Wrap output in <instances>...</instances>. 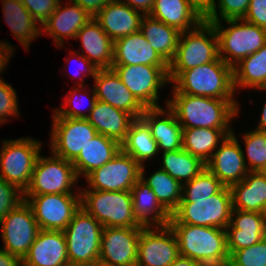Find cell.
Wrapping results in <instances>:
<instances>
[{"instance_id": "cell-1", "label": "cell", "mask_w": 266, "mask_h": 266, "mask_svg": "<svg viewBox=\"0 0 266 266\" xmlns=\"http://www.w3.org/2000/svg\"><path fill=\"white\" fill-rule=\"evenodd\" d=\"M172 91L173 96L166 105L174 112L183 129H232L231 121L240 110L236 100L192 96L179 93L175 88Z\"/></svg>"}, {"instance_id": "cell-2", "label": "cell", "mask_w": 266, "mask_h": 266, "mask_svg": "<svg viewBox=\"0 0 266 266\" xmlns=\"http://www.w3.org/2000/svg\"><path fill=\"white\" fill-rule=\"evenodd\" d=\"M177 240L179 255L203 266H228L226 229L188 224H169Z\"/></svg>"}, {"instance_id": "cell-3", "label": "cell", "mask_w": 266, "mask_h": 266, "mask_svg": "<svg viewBox=\"0 0 266 266\" xmlns=\"http://www.w3.org/2000/svg\"><path fill=\"white\" fill-rule=\"evenodd\" d=\"M172 85L179 93L222 100L234 98L233 68L220 58L213 62L184 70Z\"/></svg>"}, {"instance_id": "cell-4", "label": "cell", "mask_w": 266, "mask_h": 266, "mask_svg": "<svg viewBox=\"0 0 266 266\" xmlns=\"http://www.w3.org/2000/svg\"><path fill=\"white\" fill-rule=\"evenodd\" d=\"M218 58V37L215 28L203 20L196 28L181 32L176 55L169 63V81L173 82L184 70L213 62Z\"/></svg>"}, {"instance_id": "cell-5", "label": "cell", "mask_w": 266, "mask_h": 266, "mask_svg": "<svg viewBox=\"0 0 266 266\" xmlns=\"http://www.w3.org/2000/svg\"><path fill=\"white\" fill-rule=\"evenodd\" d=\"M81 207L103 227L143 228L134 215L129 191L81 189Z\"/></svg>"}, {"instance_id": "cell-6", "label": "cell", "mask_w": 266, "mask_h": 266, "mask_svg": "<svg viewBox=\"0 0 266 266\" xmlns=\"http://www.w3.org/2000/svg\"><path fill=\"white\" fill-rule=\"evenodd\" d=\"M224 21L230 27L223 28L221 21L209 23L218 37L219 58L232 68L266 44V29L243 19Z\"/></svg>"}, {"instance_id": "cell-7", "label": "cell", "mask_w": 266, "mask_h": 266, "mask_svg": "<svg viewBox=\"0 0 266 266\" xmlns=\"http://www.w3.org/2000/svg\"><path fill=\"white\" fill-rule=\"evenodd\" d=\"M103 226L80 207L63 230L70 266H92L99 261Z\"/></svg>"}, {"instance_id": "cell-8", "label": "cell", "mask_w": 266, "mask_h": 266, "mask_svg": "<svg viewBox=\"0 0 266 266\" xmlns=\"http://www.w3.org/2000/svg\"><path fill=\"white\" fill-rule=\"evenodd\" d=\"M232 212L230 187L224 186L207 199L180 200L169 224H188L226 229Z\"/></svg>"}, {"instance_id": "cell-9", "label": "cell", "mask_w": 266, "mask_h": 266, "mask_svg": "<svg viewBox=\"0 0 266 266\" xmlns=\"http://www.w3.org/2000/svg\"><path fill=\"white\" fill-rule=\"evenodd\" d=\"M41 144L29 137L3 140L0 152V178L24 193L30 184Z\"/></svg>"}, {"instance_id": "cell-10", "label": "cell", "mask_w": 266, "mask_h": 266, "mask_svg": "<svg viewBox=\"0 0 266 266\" xmlns=\"http://www.w3.org/2000/svg\"><path fill=\"white\" fill-rule=\"evenodd\" d=\"M79 178L72 162L55 156H38L29 186L23 195L73 194ZM71 190V191H70Z\"/></svg>"}, {"instance_id": "cell-11", "label": "cell", "mask_w": 266, "mask_h": 266, "mask_svg": "<svg viewBox=\"0 0 266 266\" xmlns=\"http://www.w3.org/2000/svg\"><path fill=\"white\" fill-rule=\"evenodd\" d=\"M122 83L145 108L160 107L158 93L166 83L169 66L153 65H112Z\"/></svg>"}, {"instance_id": "cell-12", "label": "cell", "mask_w": 266, "mask_h": 266, "mask_svg": "<svg viewBox=\"0 0 266 266\" xmlns=\"http://www.w3.org/2000/svg\"><path fill=\"white\" fill-rule=\"evenodd\" d=\"M40 229L63 231L81 207V192L75 194L23 195Z\"/></svg>"}, {"instance_id": "cell-13", "label": "cell", "mask_w": 266, "mask_h": 266, "mask_svg": "<svg viewBox=\"0 0 266 266\" xmlns=\"http://www.w3.org/2000/svg\"><path fill=\"white\" fill-rule=\"evenodd\" d=\"M52 119L51 152L70 162L98 134L87 119L60 117L55 111Z\"/></svg>"}, {"instance_id": "cell-14", "label": "cell", "mask_w": 266, "mask_h": 266, "mask_svg": "<svg viewBox=\"0 0 266 266\" xmlns=\"http://www.w3.org/2000/svg\"><path fill=\"white\" fill-rule=\"evenodd\" d=\"M0 225L2 249L22 260L40 231L32 208L23 200L0 221Z\"/></svg>"}, {"instance_id": "cell-15", "label": "cell", "mask_w": 266, "mask_h": 266, "mask_svg": "<svg viewBox=\"0 0 266 266\" xmlns=\"http://www.w3.org/2000/svg\"><path fill=\"white\" fill-rule=\"evenodd\" d=\"M88 190L129 191L141 178V165L120 150L110 161L89 173Z\"/></svg>"}, {"instance_id": "cell-16", "label": "cell", "mask_w": 266, "mask_h": 266, "mask_svg": "<svg viewBox=\"0 0 266 266\" xmlns=\"http://www.w3.org/2000/svg\"><path fill=\"white\" fill-rule=\"evenodd\" d=\"M178 256V240L169 224L142 228L136 266H169Z\"/></svg>"}, {"instance_id": "cell-17", "label": "cell", "mask_w": 266, "mask_h": 266, "mask_svg": "<svg viewBox=\"0 0 266 266\" xmlns=\"http://www.w3.org/2000/svg\"><path fill=\"white\" fill-rule=\"evenodd\" d=\"M142 228L104 227L99 261L108 266H136Z\"/></svg>"}, {"instance_id": "cell-18", "label": "cell", "mask_w": 266, "mask_h": 266, "mask_svg": "<svg viewBox=\"0 0 266 266\" xmlns=\"http://www.w3.org/2000/svg\"><path fill=\"white\" fill-rule=\"evenodd\" d=\"M205 163L206 168L226 187L243 180L249 172L244 152L232 133L227 135Z\"/></svg>"}, {"instance_id": "cell-19", "label": "cell", "mask_w": 266, "mask_h": 266, "mask_svg": "<svg viewBox=\"0 0 266 266\" xmlns=\"http://www.w3.org/2000/svg\"><path fill=\"white\" fill-rule=\"evenodd\" d=\"M97 100L108 103L138 119L146 109L122 83L112 68L99 69L93 78Z\"/></svg>"}, {"instance_id": "cell-20", "label": "cell", "mask_w": 266, "mask_h": 266, "mask_svg": "<svg viewBox=\"0 0 266 266\" xmlns=\"http://www.w3.org/2000/svg\"><path fill=\"white\" fill-rule=\"evenodd\" d=\"M226 235L230 255L235 250L258 243L266 237V213L232 209Z\"/></svg>"}, {"instance_id": "cell-21", "label": "cell", "mask_w": 266, "mask_h": 266, "mask_svg": "<svg viewBox=\"0 0 266 266\" xmlns=\"http://www.w3.org/2000/svg\"><path fill=\"white\" fill-rule=\"evenodd\" d=\"M21 262L23 266H70L64 232L40 229Z\"/></svg>"}, {"instance_id": "cell-22", "label": "cell", "mask_w": 266, "mask_h": 266, "mask_svg": "<svg viewBox=\"0 0 266 266\" xmlns=\"http://www.w3.org/2000/svg\"><path fill=\"white\" fill-rule=\"evenodd\" d=\"M144 14L118 0L109 2L94 19L113 40L140 31Z\"/></svg>"}, {"instance_id": "cell-23", "label": "cell", "mask_w": 266, "mask_h": 266, "mask_svg": "<svg viewBox=\"0 0 266 266\" xmlns=\"http://www.w3.org/2000/svg\"><path fill=\"white\" fill-rule=\"evenodd\" d=\"M68 1L70 3L68 2L66 6L59 3L54 12L40 27L43 32L52 36L57 47L64 45L65 38L76 39L77 33L91 19V16L79 5L71 0Z\"/></svg>"}, {"instance_id": "cell-24", "label": "cell", "mask_w": 266, "mask_h": 266, "mask_svg": "<svg viewBox=\"0 0 266 266\" xmlns=\"http://www.w3.org/2000/svg\"><path fill=\"white\" fill-rule=\"evenodd\" d=\"M163 107L146 108L141 119L148 125L151 135L157 142L159 152L174 151L182 148L183 128L177 121L174 112L166 105ZM163 115L165 118L161 119ZM159 118V119H158Z\"/></svg>"}, {"instance_id": "cell-25", "label": "cell", "mask_w": 266, "mask_h": 266, "mask_svg": "<svg viewBox=\"0 0 266 266\" xmlns=\"http://www.w3.org/2000/svg\"><path fill=\"white\" fill-rule=\"evenodd\" d=\"M169 64L152 48L143 34L138 31L114 41L112 65Z\"/></svg>"}, {"instance_id": "cell-26", "label": "cell", "mask_w": 266, "mask_h": 266, "mask_svg": "<svg viewBox=\"0 0 266 266\" xmlns=\"http://www.w3.org/2000/svg\"><path fill=\"white\" fill-rule=\"evenodd\" d=\"M81 40L83 55L98 69L112 67L114 41L106 34L99 23L91 18L77 33L76 39Z\"/></svg>"}, {"instance_id": "cell-27", "label": "cell", "mask_w": 266, "mask_h": 266, "mask_svg": "<svg viewBox=\"0 0 266 266\" xmlns=\"http://www.w3.org/2000/svg\"><path fill=\"white\" fill-rule=\"evenodd\" d=\"M148 15L180 32L194 29L204 20L187 0H154Z\"/></svg>"}, {"instance_id": "cell-28", "label": "cell", "mask_w": 266, "mask_h": 266, "mask_svg": "<svg viewBox=\"0 0 266 266\" xmlns=\"http://www.w3.org/2000/svg\"><path fill=\"white\" fill-rule=\"evenodd\" d=\"M87 120L98 134L107 136L121 144L135 118L123 110L97 100Z\"/></svg>"}, {"instance_id": "cell-29", "label": "cell", "mask_w": 266, "mask_h": 266, "mask_svg": "<svg viewBox=\"0 0 266 266\" xmlns=\"http://www.w3.org/2000/svg\"><path fill=\"white\" fill-rule=\"evenodd\" d=\"M230 190L232 209L266 213V176L262 172H248Z\"/></svg>"}, {"instance_id": "cell-30", "label": "cell", "mask_w": 266, "mask_h": 266, "mask_svg": "<svg viewBox=\"0 0 266 266\" xmlns=\"http://www.w3.org/2000/svg\"><path fill=\"white\" fill-rule=\"evenodd\" d=\"M137 221L144 227L168 225L171 214L160 204L152 189L140 178L131 188Z\"/></svg>"}, {"instance_id": "cell-31", "label": "cell", "mask_w": 266, "mask_h": 266, "mask_svg": "<svg viewBox=\"0 0 266 266\" xmlns=\"http://www.w3.org/2000/svg\"><path fill=\"white\" fill-rule=\"evenodd\" d=\"M121 150L120 144L107 136L97 134L81 150L72 162L78 178L86 177L95 169L102 167Z\"/></svg>"}, {"instance_id": "cell-32", "label": "cell", "mask_w": 266, "mask_h": 266, "mask_svg": "<svg viewBox=\"0 0 266 266\" xmlns=\"http://www.w3.org/2000/svg\"><path fill=\"white\" fill-rule=\"evenodd\" d=\"M140 32L152 48L169 64L175 57L181 32L164 22L144 15Z\"/></svg>"}, {"instance_id": "cell-33", "label": "cell", "mask_w": 266, "mask_h": 266, "mask_svg": "<svg viewBox=\"0 0 266 266\" xmlns=\"http://www.w3.org/2000/svg\"><path fill=\"white\" fill-rule=\"evenodd\" d=\"M2 3L5 22L14 37L28 50L31 41L42 33L41 29L37 27L39 23L21 0H2Z\"/></svg>"}, {"instance_id": "cell-34", "label": "cell", "mask_w": 266, "mask_h": 266, "mask_svg": "<svg viewBox=\"0 0 266 266\" xmlns=\"http://www.w3.org/2000/svg\"><path fill=\"white\" fill-rule=\"evenodd\" d=\"M231 133L232 129H183L182 149L206 163L211 158L214 151L219 147L218 144Z\"/></svg>"}, {"instance_id": "cell-35", "label": "cell", "mask_w": 266, "mask_h": 266, "mask_svg": "<svg viewBox=\"0 0 266 266\" xmlns=\"http://www.w3.org/2000/svg\"><path fill=\"white\" fill-rule=\"evenodd\" d=\"M233 86L266 89V44L233 67Z\"/></svg>"}, {"instance_id": "cell-36", "label": "cell", "mask_w": 266, "mask_h": 266, "mask_svg": "<svg viewBox=\"0 0 266 266\" xmlns=\"http://www.w3.org/2000/svg\"><path fill=\"white\" fill-rule=\"evenodd\" d=\"M120 146L123 152L131 156L141 166H144L147 159L154 157L159 152L150 128L141 118L135 119L131 123Z\"/></svg>"}, {"instance_id": "cell-37", "label": "cell", "mask_w": 266, "mask_h": 266, "mask_svg": "<svg viewBox=\"0 0 266 266\" xmlns=\"http://www.w3.org/2000/svg\"><path fill=\"white\" fill-rule=\"evenodd\" d=\"M145 166H141L142 180L153 190L160 204L172 214L182 198V185L163 169H158L145 179Z\"/></svg>"}, {"instance_id": "cell-38", "label": "cell", "mask_w": 266, "mask_h": 266, "mask_svg": "<svg viewBox=\"0 0 266 266\" xmlns=\"http://www.w3.org/2000/svg\"><path fill=\"white\" fill-rule=\"evenodd\" d=\"M161 169L172 178L182 182H189L206 168V164L198 157L181 149L162 152Z\"/></svg>"}, {"instance_id": "cell-39", "label": "cell", "mask_w": 266, "mask_h": 266, "mask_svg": "<svg viewBox=\"0 0 266 266\" xmlns=\"http://www.w3.org/2000/svg\"><path fill=\"white\" fill-rule=\"evenodd\" d=\"M224 185L207 168L182 185L181 200L207 199L218 193Z\"/></svg>"}, {"instance_id": "cell-40", "label": "cell", "mask_w": 266, "mask_h": 266, "mask_svg": "<svg viewBox=\"0 0 266 266\" xmlns=\"http://www.w3.org/2000/svg\"><path fill=\"white\" fill-rule=\"evenodd\" d=\"M249 172H261L266 166V132L253 130L243 135Z\"/></svg>"}, {"instance_id": "cell-41", "label": "cell", "mask_w": 266, "mask_h": 266, "mask_svg": "<svg viewBox=\"0 0 266 266\" xmlns=\"http://www.w3.org/2000/svg\"><path fill=\"white\" fill-rule=\"evenodd\" d=\"M217 2L218 5L216 4ZM249 3L250 0L214 1L210 11L204 16V20L207 22H218L222 20L243 19L248 10ZM218 8L219 12H217Z\"/></svg>"}, {"instance_id": "cell-42", "label": "cell", "mask_w": 266, "mask_h": 266, "mask_svg": "<svg viewBox=\"0 0 266 266\" xmlns=\"http://www.w3.org/2000/svg\"><path fill=\"white\" fill-rule=\"evenodd\" d=\"M228 266H266V237L254 245L235 250Z\"/></svg>"}, {"instance_id": "cell-43", "label": "cell", "mask_w": 266, "mask_h": 266, "mask_svg": "<svg viewBox=\"0 0 266 266\" xmlns=\"http://www.w3.org/2000/svg\"><path fill=\"white\" fill-rule=\"evenodd\" d=\"M83 82H84V78L82 77L81 82H79L80 85L77 88L75 87L74 89L69 91V94H67V96H66L67 98L65 100L66 104L64 102V105H68V106H66V108H65V106L64 107L62 106V108L54 110L60 117L82 118V119H87L89 117L91 110L94 108V106H95V104L97 102V97H96V94H95V90L93 88L92 89V92H93L92 94L93 95H92V97L90 95V100H89L90 104L88 103L89 107L86 108V109H89V110L85 109L86 111H88V113L85 114L84 113L85 111H81L82 109H80V107H79V105H81V104L77 103V102H80V101L77 100L79 98V96L77 97V95H79L80 91L82 90V87L83 88L85 87ZM77 105H78V107H77Z\"/></svg>"}, {"instance_id": "cell-44", "label": "cell", "mask_w": 266, "mask_h": 266, "mask_svg": "<svg viewBox=\"0 0 266 266\" xmlns=\"http://www.w3.org/2000/svg\"><path fill=\"white\" fill-rule=\"evenodd\" d=\"M18 97L13 87L0 80V124L6 122L7 117L19 115Z\"/></svg>"}, {"instance_id": "cell-45", "label": "cell", "mask_w": 266, "mask_h": 266, "mask_svg": "<svg viewBox=\"0 0 266 266\" xmlns=\"http://www.w3.org/2000/svg\"><path fill=\"white\" fill-rule=\"evenodd\" d=\"M23 200L22 191L0 178V221Z\"/></svg>"}, {"instance_id": "cell-46", "label": "cell", "mask_w": 266, "mask_h": 266, "mask_svg": "<svg viewBox=\"0 0 266 266\" xmlns=\"http://www.w3.org/2000/svg\"><path fill=\"white\" fill-rule=\"evenodd\" d=\"M61 0H21L40 26L54 12Z\"/></svg>"}, {"instance_id": "cell-47", "label": "cell", "mask_w": 266, "mask_h": 266, "mask_svg": "<svg viewBox=\"0 0 266 266\" xmlns=\"http://www.w3.org/2000/svg\"><path fill=\"white\" fill-rule=\"evenodd\" d=\"M243 20L266 29V0H250Z\"/></svg>"}, {"instance_id": "cell-48", "label": "cell", "mask_w": 266, "mask_h": 266, "mask_svg": "<svg viewBox=\"0 0 266 266\" xmlns=\"http://www.w3.org/2000/svg\"><path fill=\"white\" fill-rule=\"evenodd\" d=\"M94 18L109 2L113 0H71Z\"/></svg>"}, {"instance_id": "cell-49", "label": "cell", "mask_w": 266, "mask_h": 266, "mask_svg": "<svg viewBox=\"0 0 266 266\" xmlns=\"http://www.w3.org/2000/svg\"><path fill=\"white\" fill-rule=\"evenodd\" d=\"M118 1L125 3L130 7H132L133 9L142 12L144 15L149 14L154 3V0H118Z\"/></svg>"}, {"instance_id": "cell-50", "label": "cell", "mask_w": 266, "mask_h": 266, "mask_svg": "<svg viewBox=\"0 0 266 266\" xmlns=\"http://www.w3.org/2000/svg\"><path fill=\"white\" fill-rule=\"evenodd\" d=\"M13 49L11 44L3 41H0V73H3V68L6 69V65H8V62L13 54ZM1 77V76H0ZM2 78H0L1 80Z\"/></svg>"}, {"instance_id": "cell-51", "label": "cell", "mask_w": 266, "mask_h": 266, "mask_svg": "<svg viewBox=\"0 0 266 266\" xmlns=\"http://www.w3.org/2000/svg\"><path fill=\"white\" fill-rule=\"evenodd\" d=\"M75 54H77V56L79 57V58L77 57V59H79L81 61L80 66L83 67V68H80L81 72L85 71V72H87L85 75H87V76L89 75V76L94 78L99 69L97 67H95L87 58H85L83 56V54L80 55V54H78V52L77 53L75 52ZM73 75L78 77L79 73H75Z\"/></svg>"}, {"instance_id": "cell-52", "label": "cell", "mask_w": 266, "mask_h": 266, "mask_svg": "<svg viewBox=\"0 0 266 266\" xmlns=\"http://www.w3.org/2000/svg\"><path fill=\"white\" fill-rule=\"evenodd\" d=\"M21 259L8 253L4 249H0V266H20Z\"/></svg>"}, {"instance_id": "cell-53", "label": "cell", "mask_w": 266, "mask_h": 266, "mask_svg": "<svg viewBox=\"0 0 266 266\" xmlns=\"http://www.w3.org/2000/svg\"><path fill=\"white\" fill-rule=\"evenodd\" d=\"M196 10L205 16L211 9L215 0H187Z\"/></svg>"}, {"instance_id": "cell-54", "label": "cell", "mask_w": 266, "mask_h": 266, "mask_svg": "<svg viewBox=\"0 0 266 266\" xmlns=\"http://www.w3.org/2000/svg\"><path fill=\"white\" fill-rule=\"evenodd\" d=\"M169 266H203L199 261L179 255Z\"/></svg>"}, {"instance_id": "cell-55", "label": "cell", "mask_w": 266, "mask_h": 266, "mask_svg": "<svg viewBox=\"0 0 266 266\" xmlns=\"http://www.w3.org/2000/svg\"><path fill=\"white\" fill-rule=\"evenodd\" d=\"M263 90L265 91L266 89H263ZM255 130L266 132V102L262 109V115H261L259 124L255 128Z\"/></svg>"}, {"instance_id": "cell-56", "label": "cell", "mask_w": 266, "mask_h": 266, "mask_svg": "<svg viewBox=\"0 0 266 266\" xmlns=\"http://www.w3.org/2000/svg\"><path fill=\"white\" fill-rule=\"evenodd\" d=\"M92 266H108V265H105V264H102L100 262H97V263L93 264Z\"/></svg>"}, {"instance_id": "cell-57", "label": "cell", "mask_w": 266, "mask_h": 266, "mask_svg": "<svg viewBox=\"0 0 266 266\" xmlns=\"http://www.w3.org/2000/svg\"><path fill=\"white\" fill-rule=\"evenodd\" d=\"M261 172L266 176V166L263 168Z\"/></svg>"}]
</instances>
